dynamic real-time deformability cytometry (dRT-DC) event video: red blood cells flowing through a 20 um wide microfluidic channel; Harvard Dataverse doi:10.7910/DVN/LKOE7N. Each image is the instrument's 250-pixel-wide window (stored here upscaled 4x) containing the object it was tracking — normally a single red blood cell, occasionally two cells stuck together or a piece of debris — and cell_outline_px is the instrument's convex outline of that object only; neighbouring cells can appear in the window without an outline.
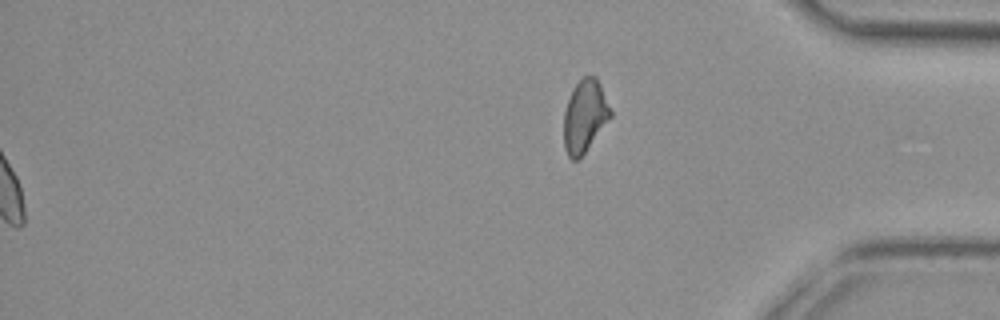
{"species": "common noctule bat (a hibernating species)", "species_latin": "Nyctalus noctula", "temperature_condition": "cold", "stored_images_in_passage": 46, "segment_of_instrument_passage": [2, 2], "camera_frame_rate_fps": 3000, "um_per_image_px": 0.085, "animal": {"sex": "female", "body_mass_g": 29.2, "forearm_length_mm": 56.3}, "frame": {"image": 1, "passage_image": 46, "time_ms": 15.0, "image_size_px": [1000, 320], "cell_outline_px": [[612, 116], [584, 152], [576, 160], [572, 160], [568, 156], [564, 148], [564, 112], [572, 88], [584, 76], [596, 76], [600, 84], [612, 112]], "centroid_in_image_um": [49.7, 9.85], "position_along_channel_um": 385.5, "area_um2": 19.42}}